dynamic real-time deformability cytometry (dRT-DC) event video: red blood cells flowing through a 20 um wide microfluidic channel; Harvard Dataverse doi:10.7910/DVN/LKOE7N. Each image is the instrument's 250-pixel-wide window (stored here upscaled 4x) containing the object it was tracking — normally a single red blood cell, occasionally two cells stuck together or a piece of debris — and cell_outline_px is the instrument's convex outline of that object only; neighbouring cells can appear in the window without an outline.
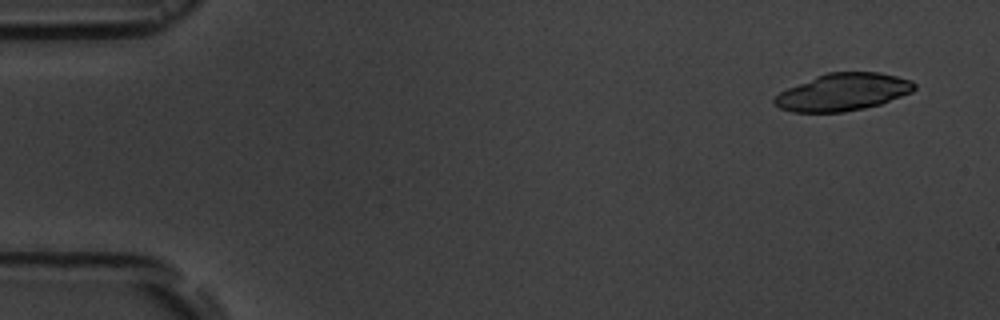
{"species": "common noctule bat (a hibernating species)", "species_latin": "Nyctalus noctula", "temperature_condition": "room temperature", "stored_images_in_passage": 5, "camera_frame_rate_fps": 3000, "um_per_image_px": 0.085, "animal": {"sex": "male", "body_mass_g": 19.5, "forearm_length_mm": 54.6}, "frame": {"image": 1, "passage_image": 1, "time_ms": 0.0, "image_size_px": [1000, 320], "cell_outline_px": [[916, 88], [912, 92], [880, 104], [864, 108], [844, 112], [792, 112], [780, 108], [772, 100], [780, 92], [788, 88], [816, 76], [828, 72], [880, 72], [912, 80], [916, 84]], "centroid_in_image_um": [71.67, 7.82], "position_along_channel_um": 13.3, "area_um2": 30.29}}